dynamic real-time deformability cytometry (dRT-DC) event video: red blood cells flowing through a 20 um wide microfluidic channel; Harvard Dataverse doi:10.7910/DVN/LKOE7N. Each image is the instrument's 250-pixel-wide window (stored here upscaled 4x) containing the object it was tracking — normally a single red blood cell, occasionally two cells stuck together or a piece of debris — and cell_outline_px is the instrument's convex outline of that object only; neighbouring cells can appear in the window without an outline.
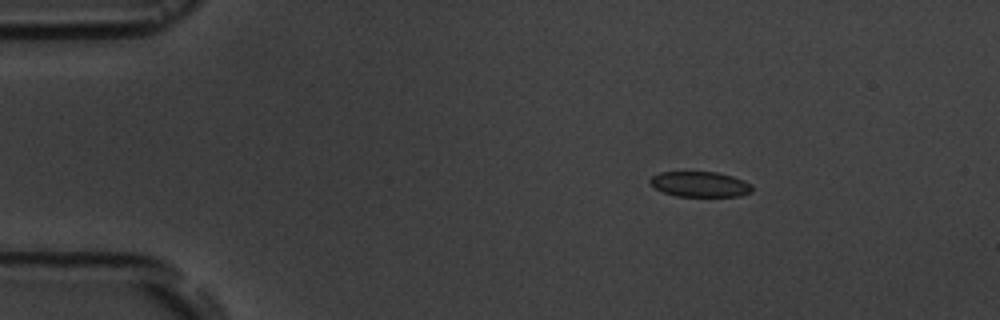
{"species": "common noctule bat (a hibernating species)", "species_latin": "Nyctalus noctula", "temperature_condition": "room temperature", "stored_images_in_passage": 5, "camera_frame_rate_fps": 3000, "um_per_image_px": 0.085, "animal": {"sex": "male", "body_mass_g": 19.5, "forearm_length_mm": 54.6}, "frame": {"image": 1, "passage_image": 3, "time_ms": 3.0, "image_size_px": [1000, 320], "cell_outline_px": [[752, 192], [740, 196], [676, 196], [664, 192], [656, 188], [648, 180], [652, 176], [660, 172], [716, 172], [732, 176], [744, 180], [752, 184]], "centroid_in_image_um": [59.53, 15.66], "position_along_channel_um": 25.5, "area_um2": 15.03}}